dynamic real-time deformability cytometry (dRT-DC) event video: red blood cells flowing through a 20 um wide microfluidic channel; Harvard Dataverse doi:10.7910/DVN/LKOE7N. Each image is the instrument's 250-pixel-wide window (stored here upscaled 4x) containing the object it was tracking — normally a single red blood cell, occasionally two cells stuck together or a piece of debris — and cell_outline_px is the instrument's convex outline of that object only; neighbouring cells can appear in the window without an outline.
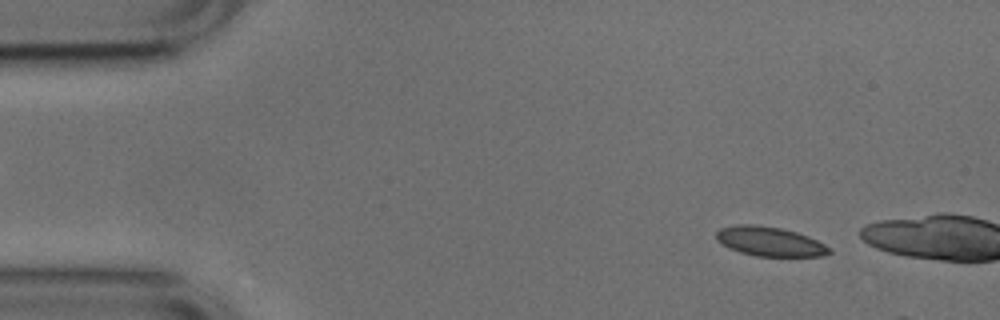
{"species": "common noctule bat (a hibernating species)", "species_latin": "Nyctalus noctula", "temperature_condition": "cold", "stored_images_in_passage": 9, "camera_frame_rate_fps": 3000, "um_per_image_px": 0.085, "animal": {"sex": "male", "body_mass_g": 17.9, "forearm_length_mm": 54.2}, "frame": {"image": 1, "passage_image": 5, "time_ms": 1.333, "image_size_px": [1000, 320], "cell_outline_px": [[832, 252], [824, 256], [756, 256], [740, 252], [728, 248], [720, 244], [716, 240], [716, 232], [720, 228], [736, 224], [752, 224], [780, 228], [796, 232], [808, 236], [824, 244]], "centroid_in_image_um": [65.38, 20.52], "position_along_channel_um": 19.6, "area_um2": 19.36}}